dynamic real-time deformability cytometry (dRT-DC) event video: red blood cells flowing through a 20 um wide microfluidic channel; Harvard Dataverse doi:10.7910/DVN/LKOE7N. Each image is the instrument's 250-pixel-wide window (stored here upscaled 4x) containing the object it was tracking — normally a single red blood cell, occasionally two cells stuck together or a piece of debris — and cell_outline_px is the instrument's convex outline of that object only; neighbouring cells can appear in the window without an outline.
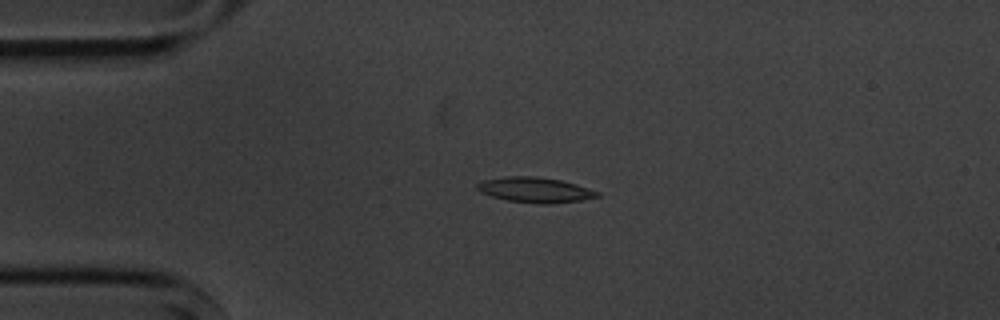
{"species": "common noctule bat (a hibernating species)", "species_latin": "Nyctalus noctula", "temperature_condition": "cold", "stored_images_in_passage": 5, "camera_frame_rate_fps": 3000, "um_per_image_px": 0.085, "animal": {"sex": "male", "body_mass_g": 20.1, "forearm_length_mm": 53.5}, "frame": {"image": 1, "passage_image": 3, "time_ms": 3.333, "image_size_px": [1000, 320], "cell_outline_px": [[600, 196], [580, 200], [548, 204], [544, 204], [508, 200], [492, 196], [480, 192], [476, 188], [476, 184], [484, 180], [504, 176], [536, 176], [560, 180], [576, 184], [600, 192]], "centroid_in_image_um": [45.47, 16.13], "position_along_channel_um": 39.5, "area_um2": 17.51}}
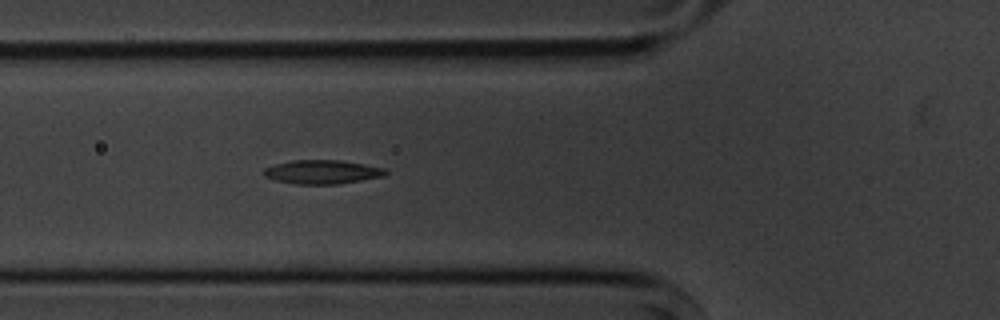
{"frame": {"image": 2, "passage_image": 5, "time_ms": 5.667, "image_size_px": [1000, 320], "cell_outline_px": [[388, 172], [384, 176], [336, 184], [296, 184], [276, 180], [264, 176], [260, 172], [264, 168], [276, 164], [292, 160], [340, 160], [364, 164], [384, 168]], "centroid_in_image_um": [27.35, 14.61], "position_along_channel_um": 98.5, "area_um2": 16.88}}